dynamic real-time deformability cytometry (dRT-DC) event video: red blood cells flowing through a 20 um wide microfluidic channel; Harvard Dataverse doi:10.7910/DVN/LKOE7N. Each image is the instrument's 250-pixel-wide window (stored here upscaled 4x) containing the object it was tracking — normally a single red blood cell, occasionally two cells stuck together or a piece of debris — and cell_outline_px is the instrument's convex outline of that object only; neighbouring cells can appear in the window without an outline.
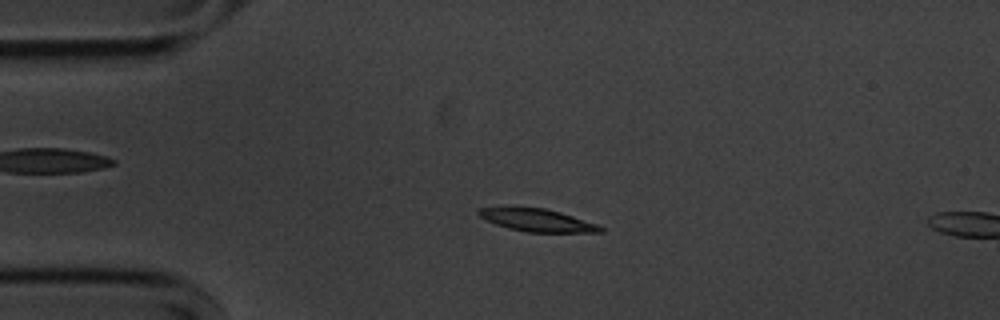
{"species": "common noctule bat (a hibernating species)", "species_latin": "Nyctalus noctula", "temperature_condition": "cold", "stored_images_in_passage": 13, "camera_frame_rate_fps": 3000, "um_per_image_px": 0.085, "animal": {"sex": "male", "body_mass_g": 20.1, "forearm_length_mm": 53.5}, "frame": {"image": 1, "passage_image": 10, "time_ms": 3.0, "image_size_px": [1000, 320], "cell_outline_px": [[604, 232], [528, 232], [508, 228], [496, 224], [480, 216], [476, 212], [480, 208], [544, 208], [560, 212], [600, 224], [604, 228]], "centroid_in_image_um": [45.76, 18.73], "position_along_channel_um": 39.2, "area_um2": 15.78}}